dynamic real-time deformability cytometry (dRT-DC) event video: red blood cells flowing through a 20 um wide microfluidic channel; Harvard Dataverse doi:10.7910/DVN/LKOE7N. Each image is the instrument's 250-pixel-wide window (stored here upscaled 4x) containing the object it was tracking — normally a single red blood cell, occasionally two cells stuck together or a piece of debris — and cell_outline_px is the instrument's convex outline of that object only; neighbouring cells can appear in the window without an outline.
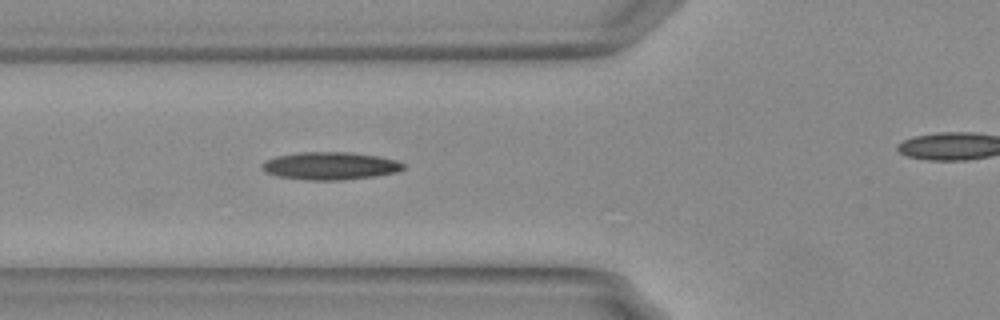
{"species": "Egyptian fruit bat (a non-hibernating species)", "species_latin": "Rousettus aegyptiacus", "temperature_condition": "warm", "stored_images_in_passage": 33, "camera_frame_rate_fps": 3000, "um_per_image_px": 0.085, "animal": {"sex": "female"}, "frame": {"image": 1, "passage_image": 6, "time_ms": 1.667, "image_size_px": [1000, 320], "cell_outline_px": [[404, 168], [396, 172], [372, 176], [340, 180], [312, 180], [276, 176], [264, 172], [260, 168], [268, 160], [276, 156], [300, 152], [348, 152], [376, 156], [396, 160], [404, 164]], "centroid_in_image_um": [28.03, 14.1], "position_along_channel_um": 97.8, "area_um2": 22.48}}
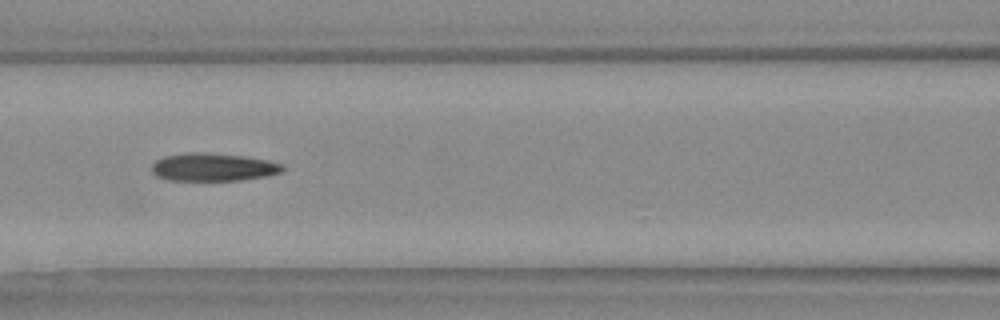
{"frame": {"image": 2, "passage_image": 10, "time_ms": 3.0, "image_size_px": [1000, 320], "cell_outline_px": [[284, 168], [280, 172], [268, 176], [240, 180], [168, 180], [156, 176], [152, 172], [152, 164], [156, 160], [164, 156], [188, 152], [208, 152], [244, 156], [268, 160], [284, 164]], "centroid_in_image_um": [18.12, 14.2], "position_along_channel_um": 148.5, "area_um2": 21.44}}